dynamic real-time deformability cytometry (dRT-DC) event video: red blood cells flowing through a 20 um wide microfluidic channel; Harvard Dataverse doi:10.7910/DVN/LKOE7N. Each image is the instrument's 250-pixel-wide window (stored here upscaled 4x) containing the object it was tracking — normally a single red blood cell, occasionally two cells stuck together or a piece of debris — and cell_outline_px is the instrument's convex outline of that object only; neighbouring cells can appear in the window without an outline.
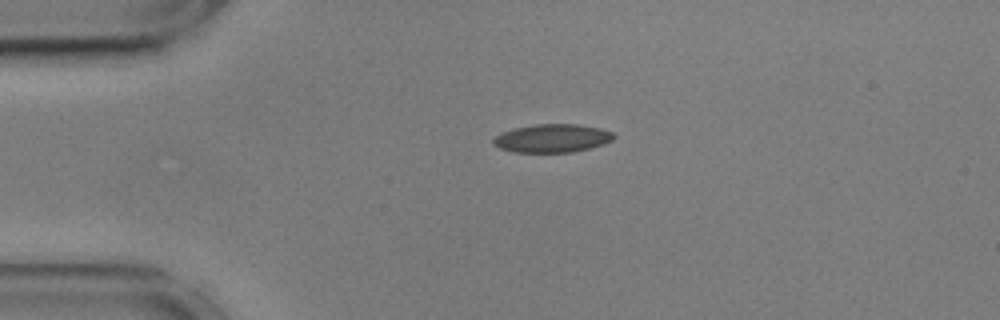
{"species": "common noctule bat (a hibernating species)", "species_latin": "Nyctalus noctula", "temperature_condition": "cold", "stored_images_in_passage": 44, "camera_frame_rate_fps": 3000, "um_per_image_px": 0.085, "animal": {"sex": "male", "body_mass_g": 17.9, "forearm_length_mm": 54.2}, "frame": {"image": 1, "passage_image": 1, "time_ms": 0.0, "image_size_px": [1000, 320], "cell_outline_px": [[616, 136], [612, 140], [588, 148], [572, 152], [516, 152], [500, 148], [492, 144], [492, 140], [500, 132], [512, 128], [532, 124], [576, 124], [600, 128], [612, 132]], "centroid_in_image_um": [46.88, 11.74], "position_along_channel_um": 38.1, "area_um2": 19.83}}
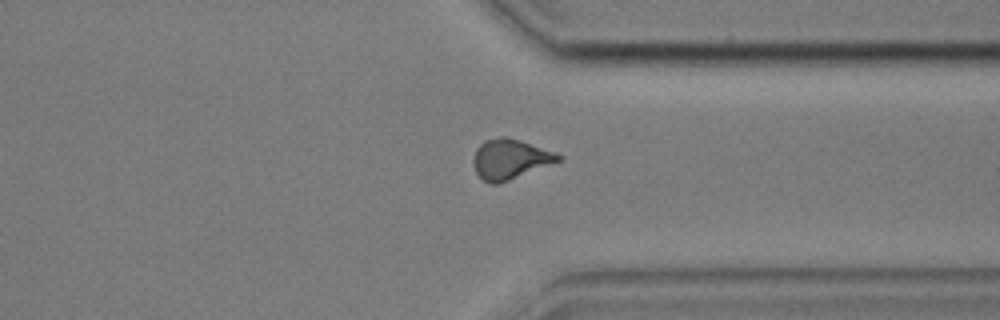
{"frame": {"image": 2, "passage_image": 31, "time_ms": 10.0, "image_size_px": [1000, 320], "cell_outline_px": [[564, 156], [560, 160], [508, 180], [496, 184], [488, 184], [476, 172], [472, 160], [476, 148], [484, 140], [500, 136], [508, 136], [556, 152]], "centroid_in_image_um": [43.33, 13.5], "position_along_channel_um": 368.1, "area_um2": 19.65}}
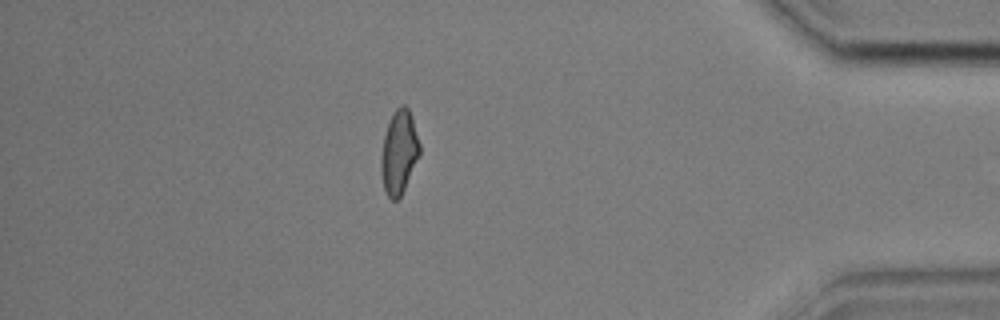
{"frame": {"image": 3, "passage_image": 37, "time_ms": 12.0, "image_size_px": [1000, 320], "cell_outline_px": [[420, 152], [404, 188], [400, 196], [396, 200], [392, 200], [388, 196], [384, 188], [380, 168], [380, 160], [384, 136], [392, 112], [400, 104], [404, 104], [408, 108], [420, 144]], "centroid_in_image_um": [33.89, 12.91], "position_along_channel_um": 401.3, "area_um2": 18.44}, "authors_computed_cell_mechanics": {"area_um2": 19.1896, "velocity_mm_per_s": 3.6007, "shape_relaxation_time_tau1_ms": null, "shape_relaxation_time_tau2_ms": 1.7837, "deformation_change_tau1": null, "deformation_change_tau2": 0.0645}}